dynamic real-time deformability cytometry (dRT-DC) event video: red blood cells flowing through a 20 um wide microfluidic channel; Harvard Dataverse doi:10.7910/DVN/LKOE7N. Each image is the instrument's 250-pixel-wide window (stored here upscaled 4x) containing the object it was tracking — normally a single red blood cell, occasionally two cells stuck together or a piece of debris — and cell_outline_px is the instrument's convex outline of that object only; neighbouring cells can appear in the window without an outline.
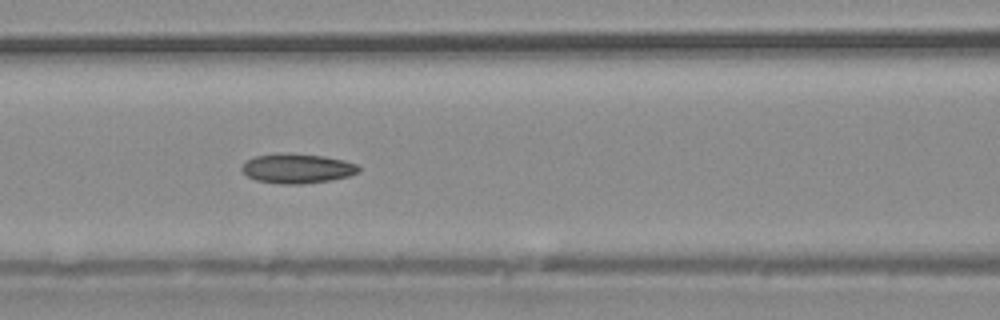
{"species": "common noctule bat (a hibernating species)", "species_latin": "Nyctalus noctula", "temperature_condition": "warm", "stored_images_in_passage": 38, "camera_frame_rate_fps": 3000, "um_per_image_px": 0.085, "animal": {"sex": "male", "body_mass_g": 20.4}, "frame": {"image": 1, "passage_image": 17, "time_ms": 5.333, "image_size_px": [1000, 320], "cell_outline_px": [[360, 172], [348, 176], [332, 180], [300, 184], [280, 184], [256, 180], [248, 176], [240, 168], [244, 160], [256, 156], [276, 152], [284, 152], [324, 156], [344, 160], [356, 164], [360, 168]], "centroid_in_image_um": [25.24, 14.3], "position_along_channel_um": 141.4, "area_um2": 20.46}}